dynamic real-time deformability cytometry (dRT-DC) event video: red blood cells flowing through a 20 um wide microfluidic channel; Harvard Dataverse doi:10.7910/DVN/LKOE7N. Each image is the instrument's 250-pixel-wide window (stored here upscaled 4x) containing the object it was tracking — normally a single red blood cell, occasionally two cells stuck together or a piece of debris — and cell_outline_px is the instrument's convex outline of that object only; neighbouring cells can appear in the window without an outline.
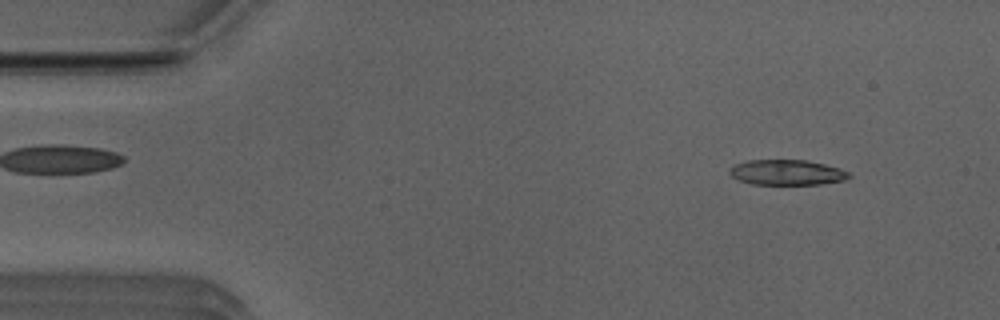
{"species": "Egyptian fruit bat (a non-hibernating species)", "species_latin": "Rousettus aegyptiacus", "temperature_condition": "room temperature", "stored_images_in_passage": 45, "camera_frame_rate_fps": 3000, "um_per_image_px": 0.085, "animal": {"sex": "male"}, "frame": {"image": 1, "passage_image": 4, "time_ms": 1.0, "image_size_px": [1000, 320], "cell_outline_px": [[852, 176], [844, 180], [820, 184], [752, 184], [740, 180], [732, 176], [728, 172], [736, 164], [748, 160], [804, 160], [824, 164], [840, 168], [848, 172]], "centroid_in_image_um": [66.91, 14.65], "position_along_channel_um": 18.1, "area_um2": 17.4}}
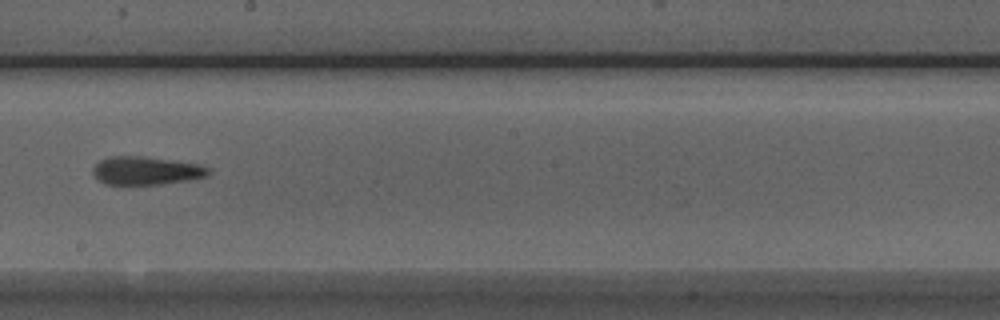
{"frame": {"image": 2, "passage_image": 27, "time_ms": 8.667, "image_size_px": [1000, 320], "cell_outline_px": [[212, 172], [208, 176], [160, 184], [104, 184], [96, 180], [92, 172], [92, 168], [100, 160], [108, 156], [140, 156], [196, 164], [208, 168]], "centroid_in_image_um": [12.34, 14.51], "position_along_channel_um": 235.9, "area_um2": 18.79}}
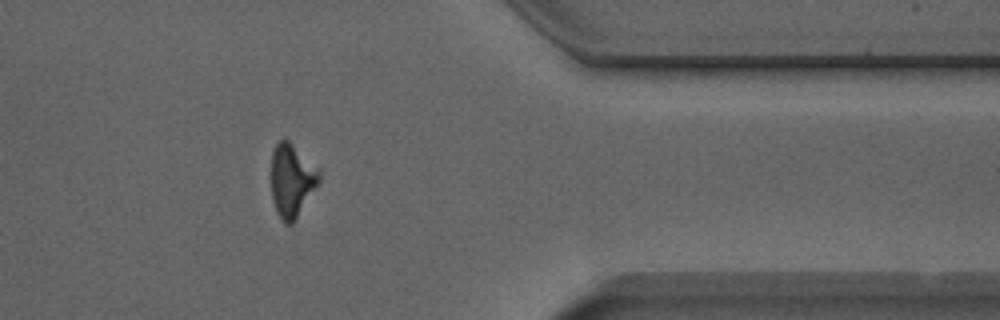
{"frame": {"image": 3, "passage_image": 40, "time_ms": 13.0, "image_size_px": [1000, 320], "cell_outline_px": [[320, 184], [292, 224], [284, 224], [280, 220], [276, 212], [272, 196], [272, 152], [276, 144], [280, 140], [288, 140], [320, 168]], "centroid_in_image_um": [24.84, 15.35], "position_along_channel_um": 386.6, "area_um2": 20.69}, "authors_computed_cell_mechanics": {"area_um2": 19.2474, "velocity_mm_per_s": 3.9605, "shape_relaxation_time_tau1_ms": 4.6801, "shape_relaxation_time_tau2_ms": 2.9673, "deformation_change_tau1": 0.161, "deformation_change_tau2": 0.1334}}